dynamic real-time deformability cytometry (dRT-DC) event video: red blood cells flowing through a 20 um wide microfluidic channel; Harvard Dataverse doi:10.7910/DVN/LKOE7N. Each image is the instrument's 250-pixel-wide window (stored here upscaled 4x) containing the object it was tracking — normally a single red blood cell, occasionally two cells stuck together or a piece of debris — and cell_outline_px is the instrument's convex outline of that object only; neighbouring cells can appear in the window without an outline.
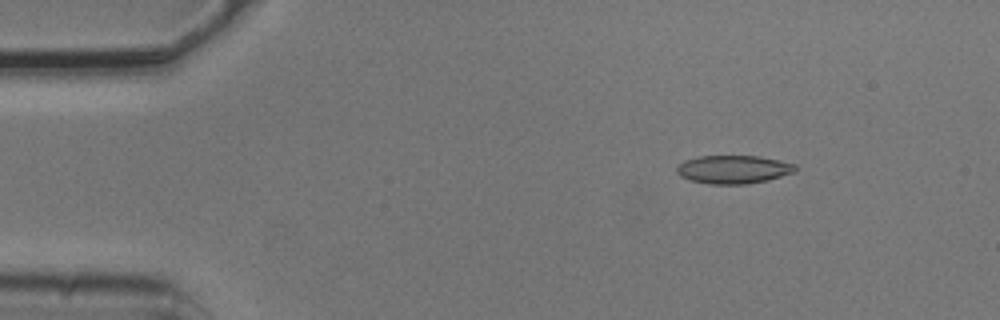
{"species": "common noctule bat (a hibernating species)", "species_latin": "Nyctalus noctula", "temperature_condition": "cold", "stored_images_in_passage": 5, "camera_frame_rate_fps": 3000, "um_per_image_px": 0.085, "animal": {"sex": "male", "body_mass_g": 20.5, "forearm_length_mm": 52.5}, "frame": {"image": 1, "passage_image": 2, "time_ms": 0.333, "image_size_px": [1000, 320], "cell_outline_px": [[796, 172], [768, 180], [744, 184], [712, 184], [692, 180], [680, 176], [676, 172], [676, 168], [684, 160], [700, 156], [760, 156], [796, 164]], "centroid_in_image_um": [62.36, 14.39], "position_along_channel_um": 22.6, "area_um2": 19.48}}
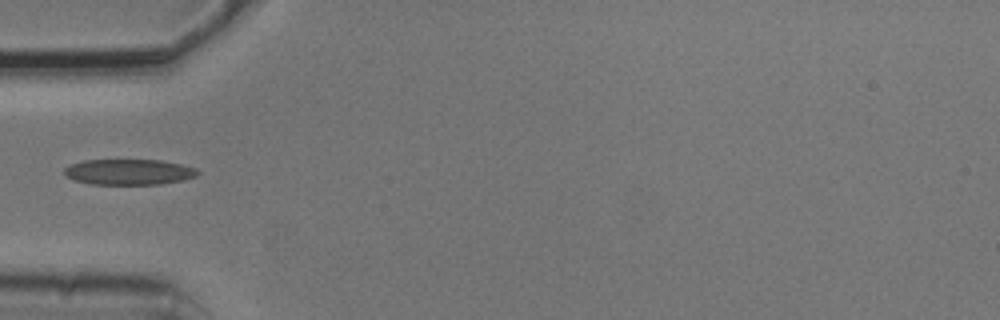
{"frame": {"image": 2, "passage_image": 5, "time_ms": 1.333, "image_size_px": [1000, 320], "cell_outline_px": [[200, 172], [196, 176], [184, 180], [160, 184], [92, 184], [72, 180], [64, 176], [64, 168], [72, 164], [84, 160], [160, 160], [180, 164], [196, 168]], "centroid_in_image_um": [10.94, 14.62], "position_along_channel_um": 74.1, "area_um2": 20.0}}